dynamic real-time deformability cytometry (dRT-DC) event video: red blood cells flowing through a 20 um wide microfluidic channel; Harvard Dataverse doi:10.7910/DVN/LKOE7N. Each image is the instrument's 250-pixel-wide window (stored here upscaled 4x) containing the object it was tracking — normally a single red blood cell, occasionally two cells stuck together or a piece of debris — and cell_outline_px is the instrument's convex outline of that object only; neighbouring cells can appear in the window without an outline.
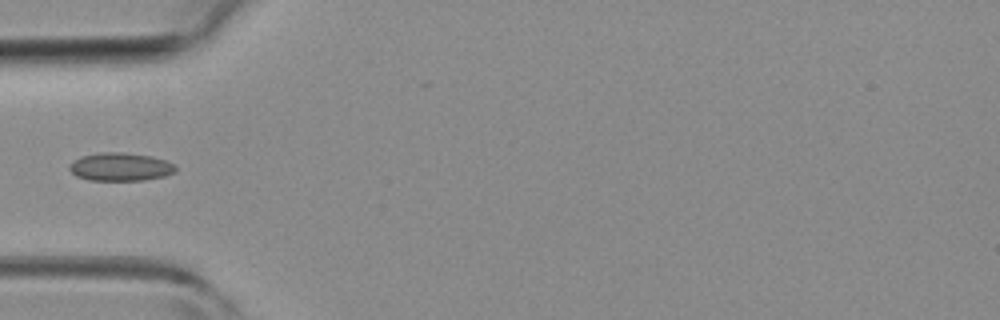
{"species": "common noctule bat (a hibernating species)", "species_latin": "Nyctalus noctula", "temperature_condition": "room temperature", "stored_images_in_passage": 4, "camera_frame_rate_fps": 3000, "um_per_image_px": 0.085, "animal": {"sex": "female", "body_mass_g": 19.3, "forearm_length_mm": 54.1}, "frame": {"image": 1, "passage_image": 4, "time_ms": 4.0, "image_size_px": [1000, 320], "cell_outline_px": [[176, 172], [164, 176], [144, 180], [88, 180], [76, 176], [68, 168], [68, 164], [72, 160], [80, 156], [100, 152], [120, 152], [152, 156], [164, 160], [172, 164], [176, 168]], "centroid_in_image_um": [10.18, 14.18], "position_along_channel_um": 74.8, "area_um2": 17.51}}